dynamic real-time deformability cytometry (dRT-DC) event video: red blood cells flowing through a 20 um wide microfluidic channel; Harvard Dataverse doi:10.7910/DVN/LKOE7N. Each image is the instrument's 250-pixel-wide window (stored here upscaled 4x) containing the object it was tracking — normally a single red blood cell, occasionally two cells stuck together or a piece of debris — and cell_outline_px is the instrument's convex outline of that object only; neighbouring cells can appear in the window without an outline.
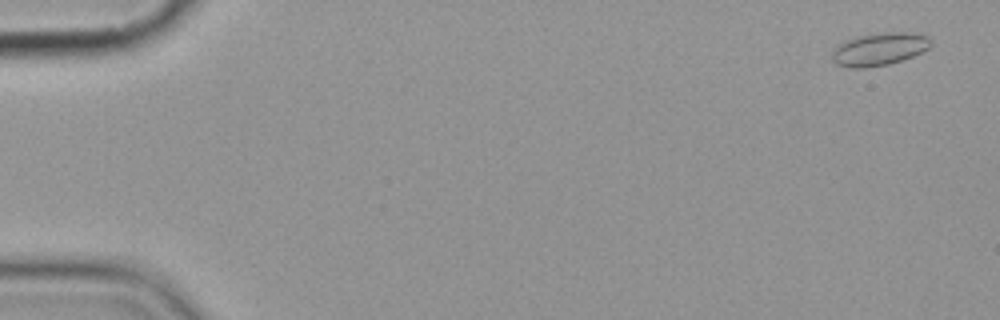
{"species": "common noctule bat (a hibernating species)", "species_latin": "Nyctalus noctula", "temperature_condition": "cold", "stored_images_in_passage": 15, "camera_frame_rate_fps": 3000, "um_per_image_px": 0.085, "animal": {"sex": "female", "body_mass_g": 19.9}, "frame": {"image": 1, "passage_image": 1, "time_ms": 0.0, "image_size_px": [1000, 320], "cell_outline_px": [[932, 44], [928, 48], [904, 60], [888, 64], [864, 68], [848, 68], [836, 64], [832, 60], [832, 52], [836, 44], [844, 40], [856, 36], [888, 32], [908, 32], [928, 36], [932, 40]], "centroid_in_image_um": [74.7, 4.18], "position_along_channel_um": 10.3, "area_um2": 19.07}}
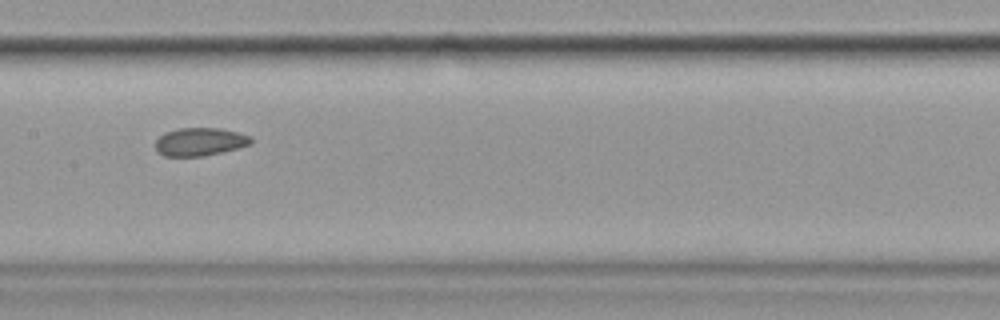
{"frame": {"image": 2, "passage_image": 8, "time_ms": 9.0, "image_size_px": [1000, 320], "cell_outline_px": [[252, 144], [224, 152], [204, 156], [164, 156], [156, 152], [156, 140], [164, 132], [176, 128], [220, 128], [252, 136]], "centroid_in_image_um": [16.99, 12.05], "position_along_channel_um": 190.4, "area_um2": 15.84}}
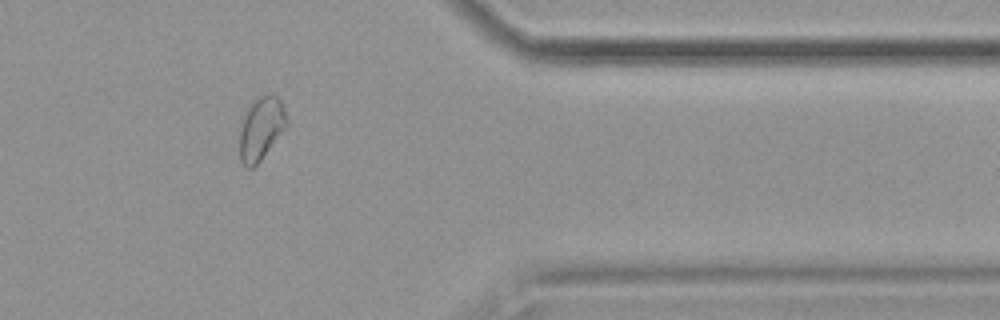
{"frame": {"image": 3, "passage_image": 13, "time_ms": 15.0, "image_size_px": [1000, 320], "cell_outline_px": [[288, 124], [260, 160], [252, 168], [248, 168], [240, 160], [240, 120], [248, 108], [260, 96], [272, 92], [284, 104], [288, 120]], "centroid_in_image_um": [22.2, 10.88], "position_along_channel_um": 389.2, "area_um2": 17.22}, "authors_computed_cell_mechanics": {"area_um2": 17.2244, "velocity_mm_per_s": 3.5707, "shape_relaxation_time_tau1_ms": 3.3521, "shape_relaxation_time_tau2_ms": 0.9778, "deformation_change_tau1": 0.0407, "deformation_change_tau2": 0.0441}}